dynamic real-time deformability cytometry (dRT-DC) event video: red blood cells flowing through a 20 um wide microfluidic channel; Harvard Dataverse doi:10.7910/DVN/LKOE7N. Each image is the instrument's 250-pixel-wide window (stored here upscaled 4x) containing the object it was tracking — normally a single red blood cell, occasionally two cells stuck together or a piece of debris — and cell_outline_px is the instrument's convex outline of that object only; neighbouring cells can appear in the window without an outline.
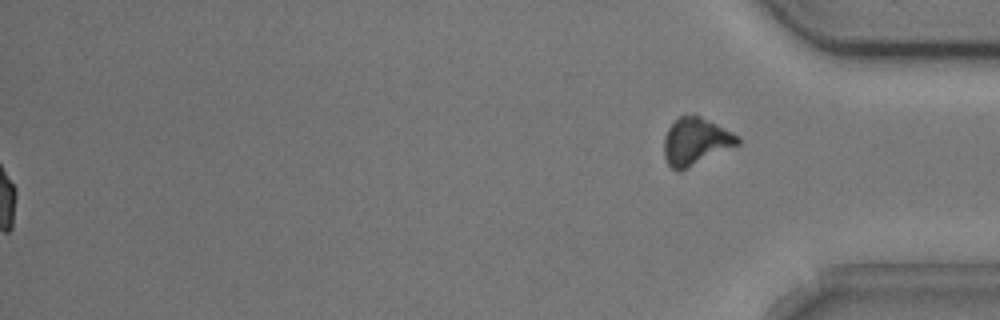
{"species": "common noctule bat (a hibernating species)", "species_latin": "Nyctalus noctula", "temperature_condition": "cold", "stored_images_in_passage": 55, "segment_of_instrument_passage": [2, 2], "camera_frame_rate_fps": 3000, "um_per_image_px": 0.085, "animal": {"sex": "male", "body_mass_g": 20.5, "forearm_length_mm": 52.5}, "frame": {"image": 1, "passage_image": 55, "time_ms": 18.0, "image_size_px": [1000, 320], "cell_outline_px": [[740, 144], [680, 172], [676, 172], [668, 164], [664, 156], [664, 136], [668, 128], [680, 116], [700, 116], [740, 136]], "centroid_in_image_um": [59.13, 12.06], "position_along_channel_um": 376.1, "area_um2": 20.23}}